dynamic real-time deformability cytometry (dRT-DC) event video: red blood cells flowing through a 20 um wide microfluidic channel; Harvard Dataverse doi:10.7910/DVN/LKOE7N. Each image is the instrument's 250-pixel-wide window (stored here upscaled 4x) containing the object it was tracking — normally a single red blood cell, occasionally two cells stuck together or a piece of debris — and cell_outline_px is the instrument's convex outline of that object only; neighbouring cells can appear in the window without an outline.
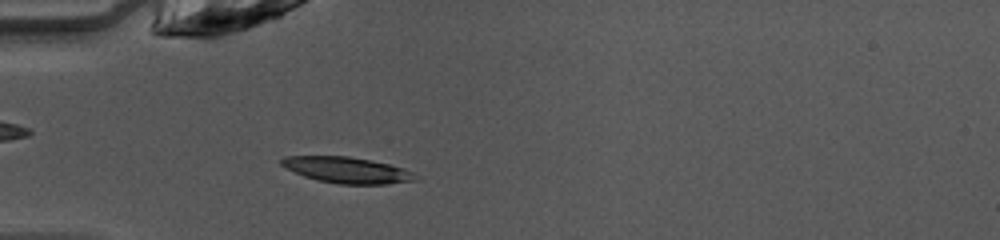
{"species": "common noctule bat (a hibernating species)", "species_latin": "Nyctalus noctula", "temperature_condition": "warm", "stored_images_in_passage": 35, "camera_frame_rate_fps": 3000, "um_per_image_px": 0.085, "animal": {"sex": "female", "body_mass_g": 10.0, "forearm_length_mm": 53.1}, "frame": {"image": 1, "passage_image": 5, "time_ms": 1.333, "image_size_px": [1000, 240], "cell_outline_px": [[416, 180], [388, 184], [340, 184], [320, 180], [304, 176], [280, 164], [280, 160], [284, 156], [348, 156], [388, 164], [404, 168], [412, 172]], "centroid_in_image_um": [29.49, 14.45], "position_along_channel_um": 55.5, "area_um2": 19.94}}
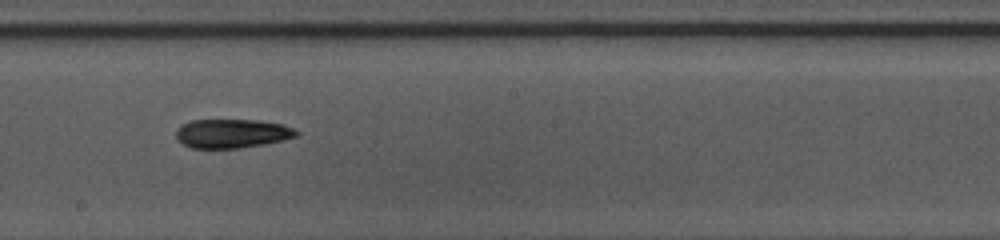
{"frame": {"image": 2, "passage_image": 18, "time_ms": 5.667, "image_size_px": [1000, 240], "cell_outline_px": [[300, 132], [296, 136], [284, 140], [264, 144], [240, 148], [192, 148], [184, 144], [176, 136], [176, 132], [184, 124], [192, 120], [256, 120], [284, 124]], "centroid_in_image_um": [19.77, 11.35], "position_along_channel_um": 228.4, "area_um2": 20.11}}
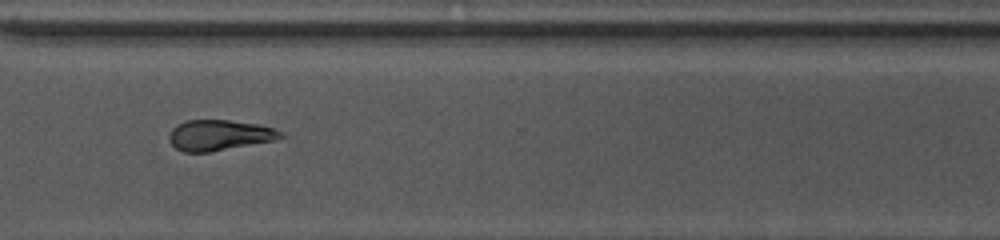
{"frame": {"image": 3, "passage_image": 27, "time_ms": 8.667, "image_size_px": [1000, 240], "cell_outline_px": [[284, 136], [276, 140], [208, 152], [184, 152], [176, 148], [168, 140], [168, 136], [172, 128], [176, 124], [188, 120], [228, 120], [256, 124], [276, 128], [284, 132]], "centroid_in_image_um": [18.65, 11.48], "position_along_channel_um": 352.0, "area_um2": 19.94}, "authors_computed_cell_mechanics": {"area_um2": 20.0566, "velocity_mm_per_s": 4.1297, "shape_relaxation_time_tau1_ms": 3.8767, "shape_relaxation_time_tau2_ms": 6.1772, "deformation_change_tau1": 0.1567, "deformation_change_tau2": 0.1713}}